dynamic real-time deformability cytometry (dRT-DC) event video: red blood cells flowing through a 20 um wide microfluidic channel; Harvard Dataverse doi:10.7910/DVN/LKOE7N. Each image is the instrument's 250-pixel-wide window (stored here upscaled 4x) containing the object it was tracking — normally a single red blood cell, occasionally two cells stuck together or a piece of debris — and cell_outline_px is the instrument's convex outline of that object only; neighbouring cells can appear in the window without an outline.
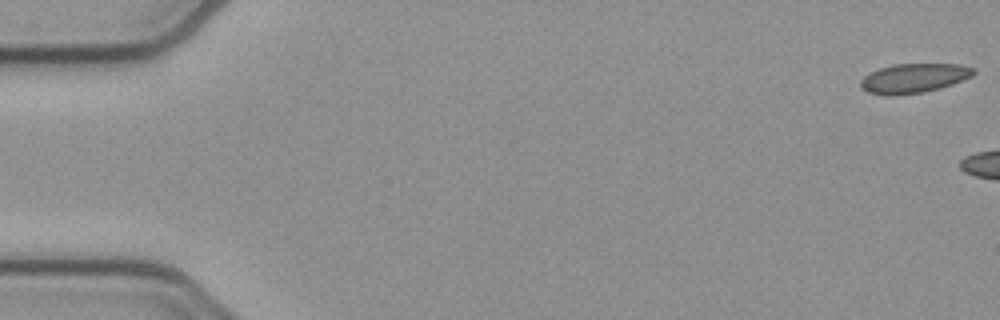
{"species": "common noctule bat (a hibernating species)", "species_latin": "Nyctalus noctula", "temperature_condition": "cold", "stored_images_in_passage": 5, "camera_frame_rate_fps": 3000, "um_per_image_px": 0.085, "animal": {"sex": "female", "body_mass_g": 21.9}, "frame": {"image": 1, "passage_image": 1, "time_ms": 0.0, "image_size_px": [1000, 320], "cell_outline_px": [[976, 72], [972, 76], [952, 84], [940, 88], [924, 92], [892, 96], [884, 96], [868, 92], [860, 88], [860, 80], [864, 76], [880, 68], [892, 64], [960, 64], [972, 68]], "centroid_in_image_um": [77.64, 6.66], "position_along_channel_um": 7.4, "area_um2": 19.42}}